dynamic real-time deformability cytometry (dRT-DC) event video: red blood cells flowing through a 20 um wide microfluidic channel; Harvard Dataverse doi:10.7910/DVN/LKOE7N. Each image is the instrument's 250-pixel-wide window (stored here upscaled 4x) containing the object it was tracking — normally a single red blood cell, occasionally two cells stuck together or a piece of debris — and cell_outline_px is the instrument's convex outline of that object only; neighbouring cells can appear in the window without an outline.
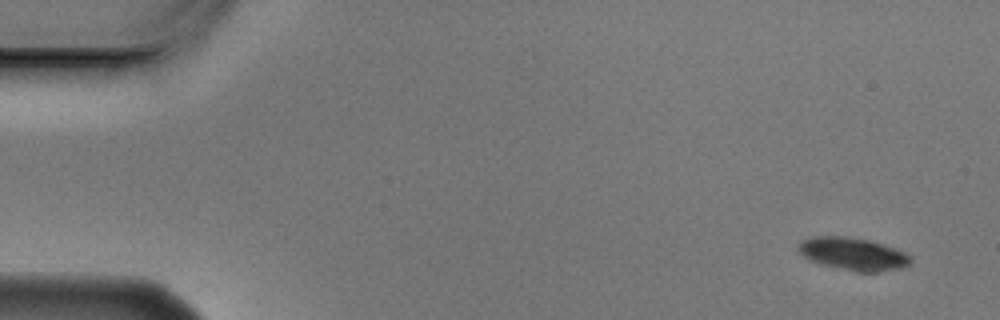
{"species": "Egyptian fruit bat (a non-hibernating species)", "species_latin": "Rousettus aegyptiacus", "temperature_condition": "cold", "stored_images_in_passage": 4, "camera_frame_rate_fps": 3000, "um_per_image_px": 0.085, "animal": {"sex": "male"}, "frame": {"image": 1, "passage_image": 1, "time_ms": 0.0, "image_size_px": [1000, 320], "cell_outline_px": [[912, 260], [908, 264], [900, 268], [872, 272], [860, 272], [824, 264], [808, 260], [796, 248], [800, 240], [812, 236], [844, 236], [868, 240], [884, 244], [896, 248], [904, 252]], "centroid_in_image_um": [72.47, 21.55], "position_along_channel_um": 12.5, "area_um2": 21.1}}
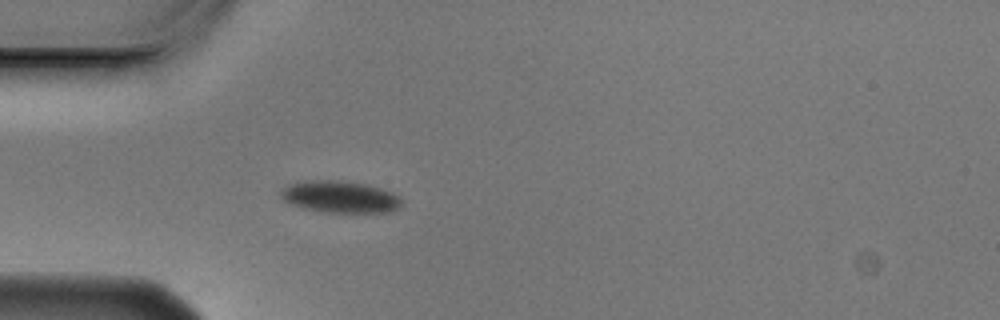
{"frame": {"image": 2, "passage_image": 4, "time_ms": 1.0, "image_size_px": [1000, 320], "cell_outline_px": [[400, 208], [388, 212], [324, 212], [304, 208], [292, 204], [284, 200], [280, 196], [280, 192], [288, 184], [304, 180], [336, 180], [368, 184], [392, 192], [400, 196]], "centroid_in_image_um": [28.9, 16.72], "position_along_channel_um": 56.1, "area_um2": 22.43}}